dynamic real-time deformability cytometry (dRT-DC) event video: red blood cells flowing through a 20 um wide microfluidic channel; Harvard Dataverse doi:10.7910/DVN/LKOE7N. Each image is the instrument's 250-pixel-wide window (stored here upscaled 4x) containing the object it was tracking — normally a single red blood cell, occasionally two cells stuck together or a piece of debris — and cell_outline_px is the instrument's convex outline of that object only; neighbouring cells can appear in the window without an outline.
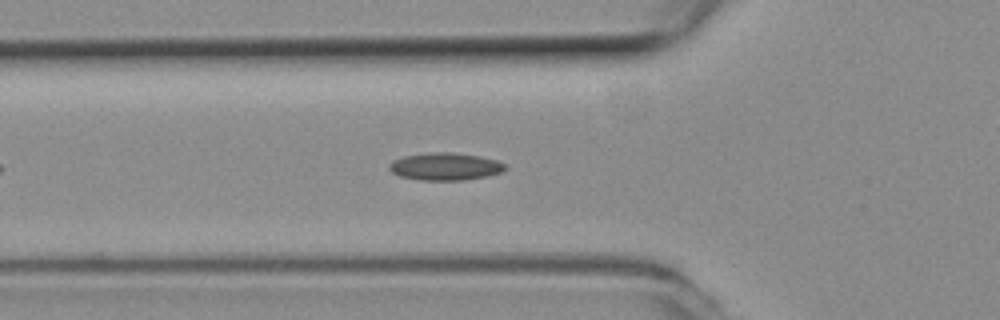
{"species": "common noctule bat (a hibernating species)", "species_latin": "Nyctalus noctula", "temperature_condition": "room temperature", "stored_images_in_passage": 38, "camera_frame_rate_fps": 3000, "um_per_image_px": 0.085, "animal": {"sex": "female", "body_mass_g": 19.3, "forearm_length_mm": 54.1}, "frame": {"image": 1, "passage_image": 9, "time_ms": 2.667, "image_size_px": [1000, 320], "cell_outline_px": [[508, 168], [500, 172], [488, 176], [464, 180], [420, 180], [400, 176], [392, 172], [388, 168], [388, 164], [392, 160], [404, 156], [432, 152], [448, 152], [480, 156], [496, 160], [504, 164]], "centroid_in_image_um": [37.82, 14.15], "position_along_channel_um": 88.0, "area_um2": 18.55}}
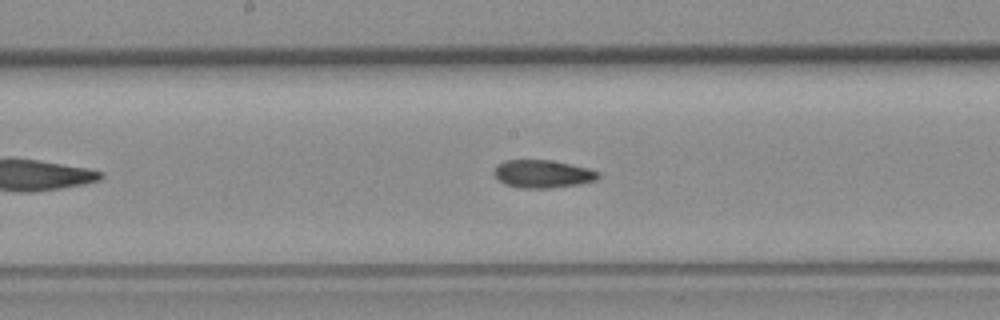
{"frame": {"image": 2, "passage_image": 18, "time_ms": 5.667, "image_size_px": [1000, 320], "cell_outline_px": [[600, 176], [596, 180], [580, 184], [552, 188], [520, 188], [504, 184], [492, 172], [496, 164], [504, 160], [552, 160], [588, 168], [600, 172]], "centroid_in_image_um": [46.12, 14.78], "position_along_channel_um": 202.1, "area_um2": 17.11}}
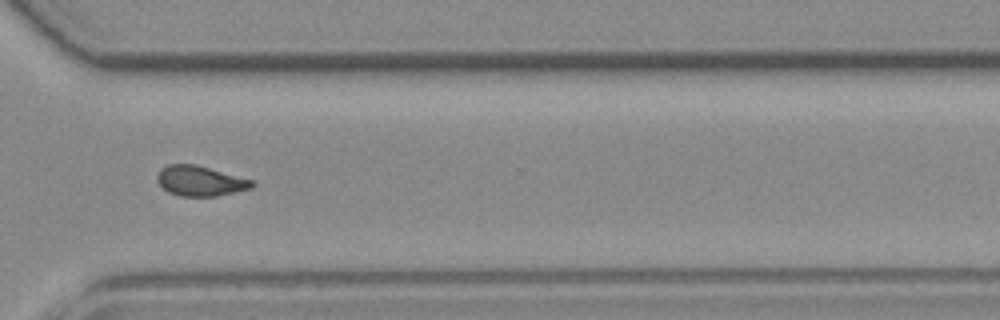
{"frame": {"image": 3, "passage_image": 30, "time_ms": 9.667, "image_size_px": [1000, 320], "cell_outline_px": [[256, 184], [252, 188], [216, 196], [180, 196], [168, 192], [156, 180], [156, 176], [160, 168], [168, 164], [196, 164], [256, 180]], "centroid_in_image_um": [17.05, 15.36], "position_along_channel_um": 353.6, "area_um2": 16.94}, "authors_computed_cell_mechanics": {"area_um2": 17.1666, "velocity_mm_per_s": 3.7842, "shape_relaxation_time_tau1_ms": null, "shape_relaxation_time_tau2_ms": 2.5142, "deformation_change_tau1": null, "deformation_change_tau2": 0.0846}}